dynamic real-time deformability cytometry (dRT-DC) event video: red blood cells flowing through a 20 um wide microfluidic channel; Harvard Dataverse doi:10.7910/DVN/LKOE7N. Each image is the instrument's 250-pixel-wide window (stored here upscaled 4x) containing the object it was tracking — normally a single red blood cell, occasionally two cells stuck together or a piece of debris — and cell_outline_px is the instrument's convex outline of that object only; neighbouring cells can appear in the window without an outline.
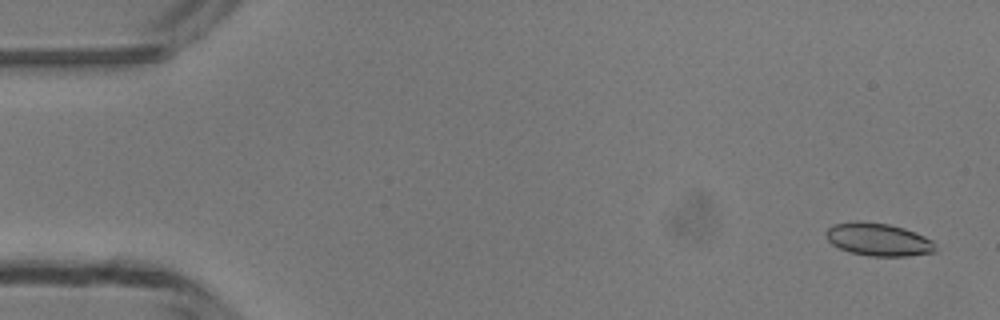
{"species": "common noctule bat (a hibernating species)", "species_latin": "Nyctalus noctula", "temperature_condition": "room temperature", "stored_images_in_passage": 49, "camera_frame_rate_fps": 3000, "um_per_image_px": 0.085, "animal": {"sex": "male", "body_mass_g": 13.3}, "frame": {"image": 1, "passage_image": 2, "time_ms": 0.333, "image_size_px": [1000, 320], "cell_outline_px": [[936, 252], [908, 256], [872, 256], [848, 252], [832, 244], [824, 236], [824, 232], [832, 224], [856, 220], [860, 220], [888, 224], [904, 228], [924, 236], [932, 240], [936, 248]], "centroid_in_image_um": [74.62, 20.35], "position_along_channel_um": 10.4, "area_um2": 21.15}}
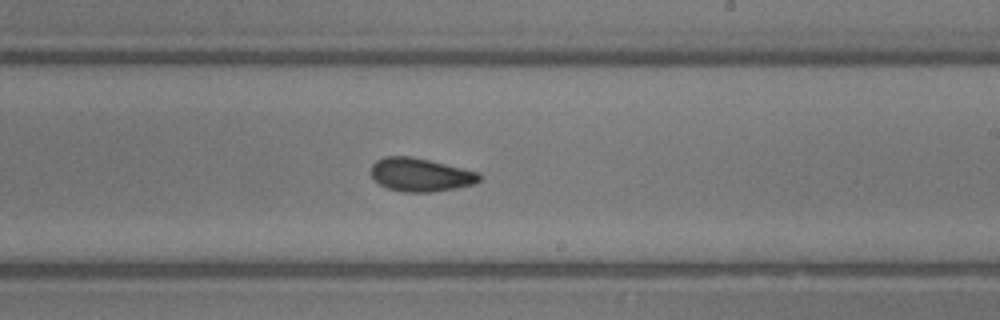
{"frame": {"image": 2, "passage_image": 29, "time_ms": 9.333, "image_size_px": [1000, 320], "cell_outline_px": [[480, 180], [472, 184], [456, 188], [432, 192], [404, 192], [388, 188], [380, 184], [372, 176], [372, 164], [376, 160], [384, 156], [412, 156], [480, 172]], "centroid_in_image_um": [35.74, 14.84], "position_along_channel_um": 253.3, "area_um2": 20.98}}
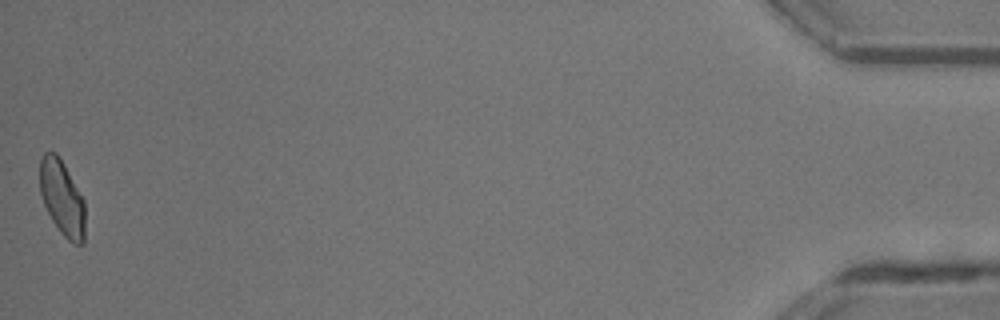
{"frame": {"image": 3, "passage_image": 49, "time_ms": 16.0, "image_size_px": [1000, 320], "cell_outline_px": [[84, 244], [72, 244], [60, 232], [52, 220], [44, 204], [40, 192], [40, 160], [44, 152], [56, 152], [64, 164], [84, 200]], "centroid_in_image_um": [5.27, 16.83], "position_along_channel_um": 429.9, "area_um2": 19.71}, "authors_computed_cell_mechanics": {"area_um2": 20.9814, "velocity_mm_per_s": 4.1793, "shape_relaxation_time_tau1_ms": 3.1028, "shape_relaxation_time_tau2_ms": 2.2306, "deformation_change_tau1": 0.0986, "deformation_change_tau2": 0.0664}}